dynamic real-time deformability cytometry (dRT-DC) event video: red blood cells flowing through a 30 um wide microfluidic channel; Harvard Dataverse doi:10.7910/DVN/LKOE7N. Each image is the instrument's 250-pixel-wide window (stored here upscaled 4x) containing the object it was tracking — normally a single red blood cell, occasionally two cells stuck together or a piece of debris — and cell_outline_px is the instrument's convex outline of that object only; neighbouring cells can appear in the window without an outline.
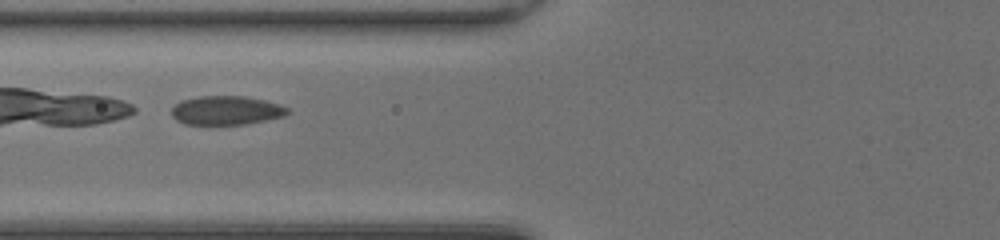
{"species": "common noctule bat (a hibernating species)", "species_latin": "Nyctalus noctula", "temperature_condition": "room temperature", "stored_images_in_passage": 40, "camera_frame_rate_fps": 3000, "um_per_image_px": 0.085, "animal": {"sex": "female", "body_mass_g": 20.0, "forearm_length_mm": 54.0}, "frame": {"image": 1, "passage_image": 12, "time_ms": 3.667, "image_size_px": [1000, 240], "cell_outline_px": [[292, 112], [284, 116], [244, 124], [184, 124], [176, 120], [172, 116], [172, 108], [180, 100], [200, 96], [244, 96], [264, 100], [280, 104], [288, 108]], "centroid_in_image_um": [19.24, 9.37], "position_along_channel_um": 106.6, "area_um2": 19.54}}
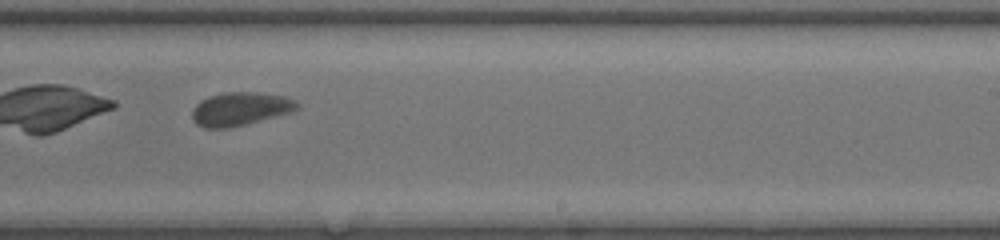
{"frame": {"image": 2, "passage_image": 24, "time_ms": 7.667, "image_size_px": [1000, 240], "cell_outline_px": [[300, 108], [292, 112], [228, 128], [204, 128], [196, 124], [192, 120], [192, 108], [200, 100], [208, 96], [224, 92], [256, 92], [284, 96], [296, 100], [300, 104]], "centroid_in_image_um": [20.41, 9.25], "position_along_channel_um": 268.6, "area_um2": 20.58}}
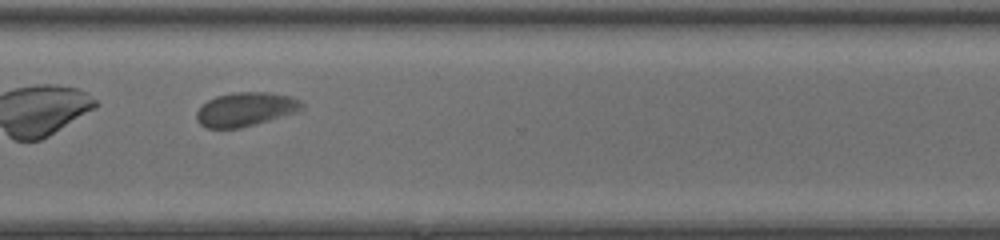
{"frame": {"image": 3, "passage_image": 30, "time_ms": 9.667, "image_size_px": [1000, 240], "cell_outline_px": [[304, 108], [296, 112], [240, 128], [208, 128], [200, 124], [196, 120], [196, 112], [208, 100], [216, 96], [232, 92], [268, 92], [292, 96], [300, 100], [304, 104]], "centroid_in_image_um": [20.88, 9.28], "position_along_channel_um": 349.7, "area_um2": 20.75}, "authors_computed_cell_mechanics": {"area_um2": 20.7213, "velocity_mm_per_s": 4.0453, "shape_relaxation_time_tau1_ms": 2.9367, "shape_relaxation_time_tau2_ms": null, "deformation_change_tau1": 0.097, "deformation_change_tau2": null}}